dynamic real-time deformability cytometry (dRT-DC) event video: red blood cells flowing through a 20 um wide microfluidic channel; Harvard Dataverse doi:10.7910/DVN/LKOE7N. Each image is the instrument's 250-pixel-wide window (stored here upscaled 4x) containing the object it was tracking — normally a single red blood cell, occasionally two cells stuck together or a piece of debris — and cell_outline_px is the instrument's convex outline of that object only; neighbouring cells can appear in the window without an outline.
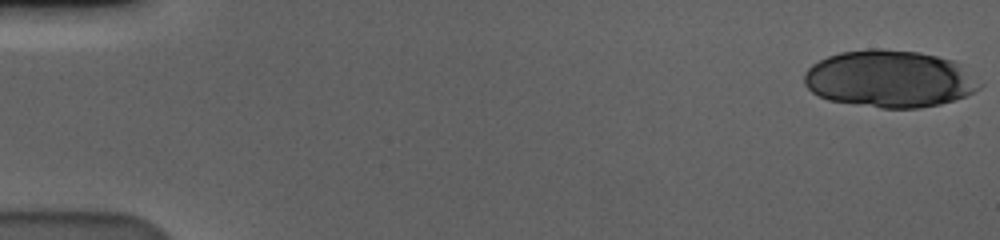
{"species": "human", "species_latin": "Homo sapiens", "temperature_condition": "cold", "stored_images_in_passage": 20, "camera_frame_rate_fps": 3000, "um_per_image_px": 0.085, "donor": {"sex": "male"}, "frame": {"image": 1, "passage_image": 1, "time_ms": 0.0, "image_size_px": [1000, 240], "cell_outline_px": [[984, 84], [980, 88], [964, 96], [940, 104], [920, 108], [880, 108], [828, 100], [812, 92], [804, 84], [804, 72], [812, 64], [828, 56], [840, 52], [868, 48], [876, 48], [920, 52], [952, 60]], "centroid_in_image_um": [75.58, 6.7], "position_along_channel_um": 9.4, "area_um2": 58.32}}